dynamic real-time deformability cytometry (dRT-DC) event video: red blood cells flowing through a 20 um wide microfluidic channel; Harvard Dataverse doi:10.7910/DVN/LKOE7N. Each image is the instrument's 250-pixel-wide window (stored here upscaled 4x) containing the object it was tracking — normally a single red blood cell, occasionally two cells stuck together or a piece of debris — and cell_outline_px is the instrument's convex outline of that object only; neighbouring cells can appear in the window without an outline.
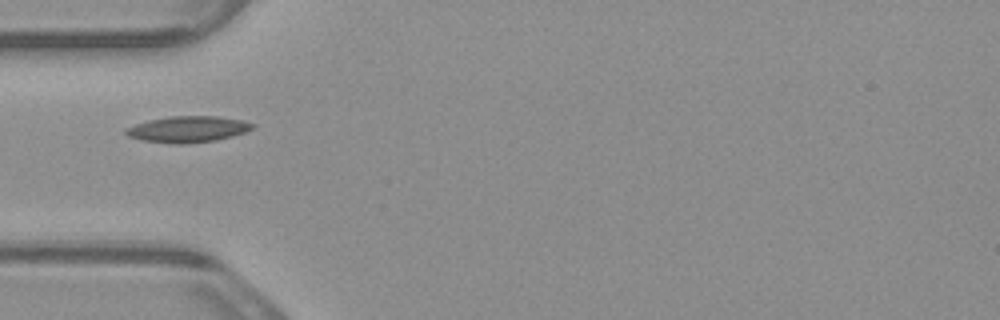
{"species": "common noctule bat (a hibernating species)", "species_latin": "Nyctalus noctula", "temperature_condition": "warm", "stored_images_in_passage": 1, "camera_frame_rate_fps": 3000, "um_per_image_px": 0.085, "animal": {"sex": "male", "body_mass_g": 23.1, "forearm_length_mm": 52.7}, "frame": {"image": 1, "passage_image": 1, "time_ms": 0.0, "image_size_px": [1000, 320], "cell_outline_px": [[256, 124], [252, 128], [244, 132], [232, 136], [216, 140], [184, 144], [176, 144], [144, 140], [128, 136], [124, 132], [124, 128], [148, 120], [168, 116], [216, 116], [240, 120]], "centroid_in_image_um": [15.94, 10.98], "position_along_channel_um": 69.1, "area_um2": 19.19}}